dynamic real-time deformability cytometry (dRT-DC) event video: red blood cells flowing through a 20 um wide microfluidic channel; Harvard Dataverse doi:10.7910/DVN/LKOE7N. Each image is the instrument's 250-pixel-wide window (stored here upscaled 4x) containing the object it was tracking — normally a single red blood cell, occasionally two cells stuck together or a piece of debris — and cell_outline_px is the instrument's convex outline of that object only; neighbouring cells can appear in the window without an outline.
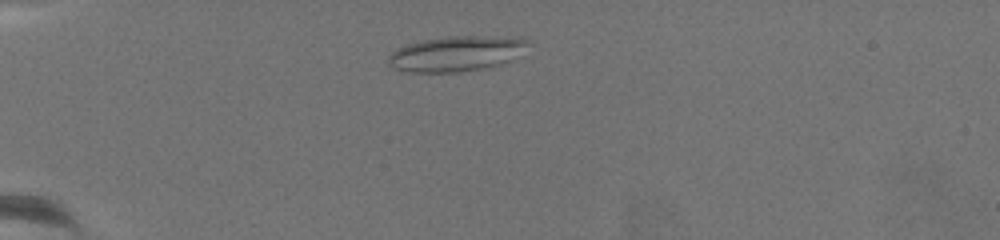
{"species": "common noctule bat (a hibernating species)", "species_latin": "Nyctalus noctula", "temperature_condition": "warm", "stored_images_in_passage": 9, "camera_frame_rate_fps": 3000, "um_per_image_px": 0.085, "animal": {"sex": "female", "body_mass_g": 19.5, "forearm_length_mm": 54.1}, "frame": {"image": 1, "passage_image": 3, "time_ms": 0.667, "image_size_px": [1000, 240], "cell_outline_px": [[528, 44], [508, 60], [500, 64], [484, 68], [460, 72], [412, 72], [396, 68], [388, 64], [388, 56], [396, 48], [408, 44], [424, 40], [448, 36], [476, 36], [528, 40]], "centroid_in_image_um": [38.66, 4.57], "position_along_channel_um": 46.3, "area_um2": 27.74}}